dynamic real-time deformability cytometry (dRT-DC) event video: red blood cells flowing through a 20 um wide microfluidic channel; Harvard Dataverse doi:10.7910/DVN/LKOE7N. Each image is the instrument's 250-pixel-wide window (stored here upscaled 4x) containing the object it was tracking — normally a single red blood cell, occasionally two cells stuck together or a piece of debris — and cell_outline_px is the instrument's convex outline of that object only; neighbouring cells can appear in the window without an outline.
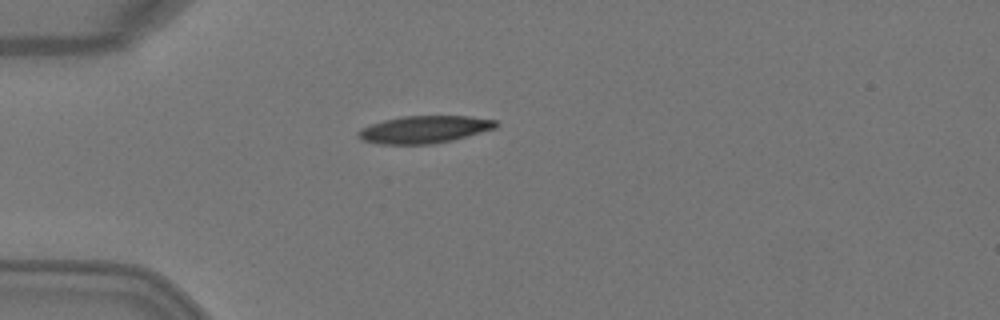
{"species": "Egyptian fruit bat (a non-hibernating species)", "species_latin": "Rousettus aegyptiacus", "temperature_condition": "warm", "stored_images_in_passage": 1, "camera_frame_rate_fps": 3000, "um_per_image_px": 0.085, "animal": {"sex": "female"}, "frame": {"image": 1, "passage_image": 1, "time_ms": 0.0, "image_size_px": [1000, 320], "cell_outline_px": [[500, 124], [496, 128], [452, 140], [432, 144], [380, 144], [360, 140], [356, 132], [360, 128], [384, 120], [400, 116], [468, 116], [496, 120]], "centroid_in_image_um": [36.05, 11.0], "position_along_channel_um": 49.0, "area_um2": 22.02}}